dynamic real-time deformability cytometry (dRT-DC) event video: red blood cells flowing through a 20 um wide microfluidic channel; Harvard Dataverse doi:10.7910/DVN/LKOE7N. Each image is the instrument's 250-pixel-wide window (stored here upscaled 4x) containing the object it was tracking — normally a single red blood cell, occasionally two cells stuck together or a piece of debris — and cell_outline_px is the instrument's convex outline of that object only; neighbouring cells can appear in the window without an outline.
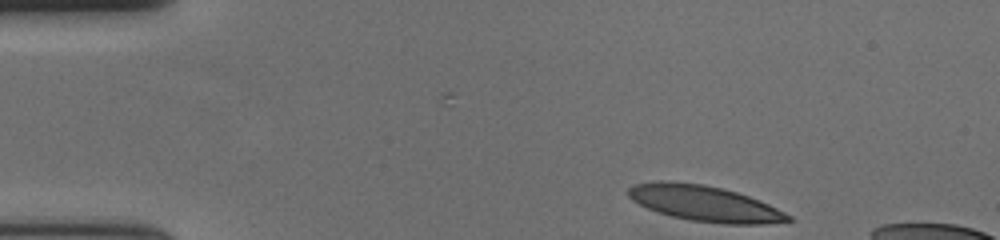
{"species": "human", "species_latin": "Homo sapiens", "temperature_condition": "cold", "stored_images_in_passage": 11, "camera_frame_rate_fps": 3000, "um_per_image_px": 0.085, "donor": {"sex": "female"}, "frame": {"image": 1, "passage_image": 1, "time_ms": 0.0, "image_size_px": [1000, 240], "cell_outline_px": [[792, 220], [764, 224], [728, 224], [692, 220], [672, 216], [648, 208], [632, 200], [628, 196], [628, 188], [632, 184], [652, 180], [668, 180], [704, 184], [724, 188], [760, 200], [792, 216]], "centroid_in_image_um": [59.85, 17.26], "position_along_channel_um": 25.1, "area_um2": 33.23}}